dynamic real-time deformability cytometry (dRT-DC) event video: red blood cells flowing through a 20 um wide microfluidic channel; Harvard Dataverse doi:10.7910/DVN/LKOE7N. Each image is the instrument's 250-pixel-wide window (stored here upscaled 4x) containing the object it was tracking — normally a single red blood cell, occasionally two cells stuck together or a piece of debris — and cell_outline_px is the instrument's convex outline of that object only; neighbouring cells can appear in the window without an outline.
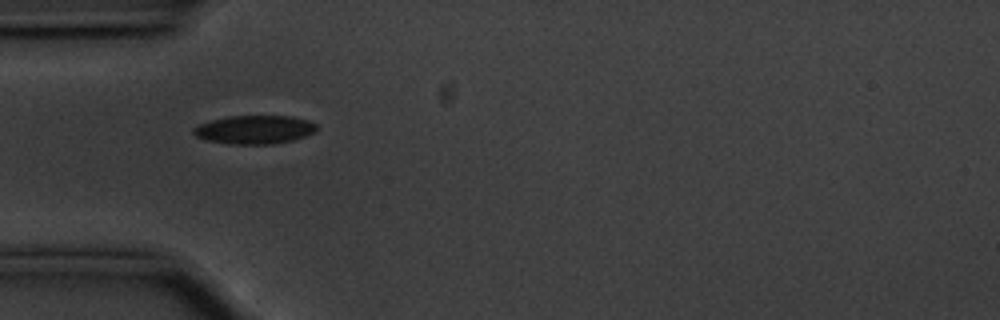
{"species": "common noctule bat (a hibernating species)", "species_latin": "Nyctalus noctula", "temperature_condition": "cold", "stored_images_in_passage": 6, "camera_frame_rate_fps": 3000, "um_per_image_px": 0.085, "animal": {"sex": "male", "body_mass_g": 20.1, "forearm_length_mm": 53.5}, "frame": {"image": 1, "passage_image": 3, "time_ms": 0.667, "image_size_px": [1000, 320], "cell_outline_px": [[316, 128], [312, 132], [304, 136], [292, 140], [272, 144], [232, 144], [204, 140], [196, 136], [192, 132], [192, 128], [200, 124], [212, 120], [228, 116], [292, 116], [308, 120], [316, 124]], "centroid_in_image_um": [21.59, 11.02], "position_along_channel_um": 63.4, "area_um2": 20.35}}